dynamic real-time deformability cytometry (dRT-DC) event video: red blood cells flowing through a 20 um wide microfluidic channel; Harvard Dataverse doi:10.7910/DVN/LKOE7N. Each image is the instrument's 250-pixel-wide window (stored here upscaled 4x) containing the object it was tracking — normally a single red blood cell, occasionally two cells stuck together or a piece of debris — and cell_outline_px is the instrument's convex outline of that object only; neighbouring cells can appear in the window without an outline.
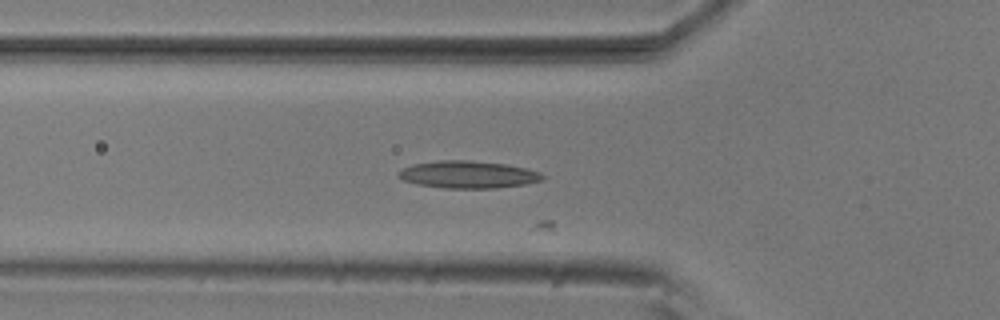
{"species": "common noctule bat (a hibernating species)", "species_latin": "Nyctalus noctula", "temperature_condition": "room temperature", "stored_images_in_passage": 19, "camera_frame_rate_fps": 3000, "um_per_image_px": 0.085, "animal": {"sex": "male", "body_mass_g": 20.5, "forearm_length_mm": 52.5}, "frame": {"image": 1, "passage_image": 13, "time_ms": 4.0, "image_size_px": [1000, 320], "cell_outline_px": [[544, 176], [540, 180], [524, 184], [496, 188], [444, 188], [416, 184], [404, 180], [396, 176], [396, 172], [412, 164], [440, 160], [472, 160], [504, 164], [524, 168], [540, 172]], "centroid_in_image_um": [39.72, 14.83], "position_along_channel_um": 86.1, "area_um2": 22.83}}